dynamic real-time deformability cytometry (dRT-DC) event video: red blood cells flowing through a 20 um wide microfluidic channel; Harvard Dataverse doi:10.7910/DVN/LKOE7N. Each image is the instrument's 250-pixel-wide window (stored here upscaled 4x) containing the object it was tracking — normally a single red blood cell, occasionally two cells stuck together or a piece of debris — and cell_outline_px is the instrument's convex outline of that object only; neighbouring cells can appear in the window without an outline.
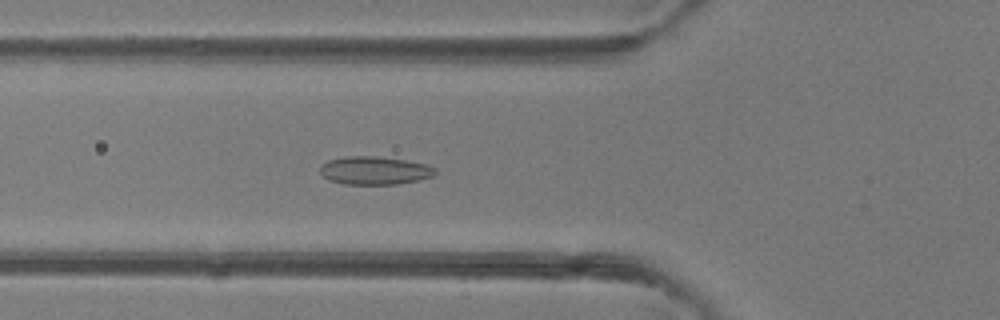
{"species": "common noctule bat (a hibernating species)", "species_latin": "Nyctalus noctula", "temperature_condition": "room temperature", "stored_images_in_passage": 48, "camera_frame_rate_fps": 3000, "um_per_image_px": 0.085, "animal": {"sex": "female"}, "frame": {"image": 1, "passage_image": 17, "time_ms": 5.333, "image_size_px": [1000, 320], "cell_outline_px": [[436, 172], [432, 176], [420, 180], [396, 184], [344, 184], [328, 180], [320, 172], [320, 164], [328, 160], [344, 156], [376, 156], [404, 160], [424, 164], [436, 168]], "centroid_in_image_um": [31.8, 14.49], "position_along_channel_um": 94.0, "area_um2": 18.9}}
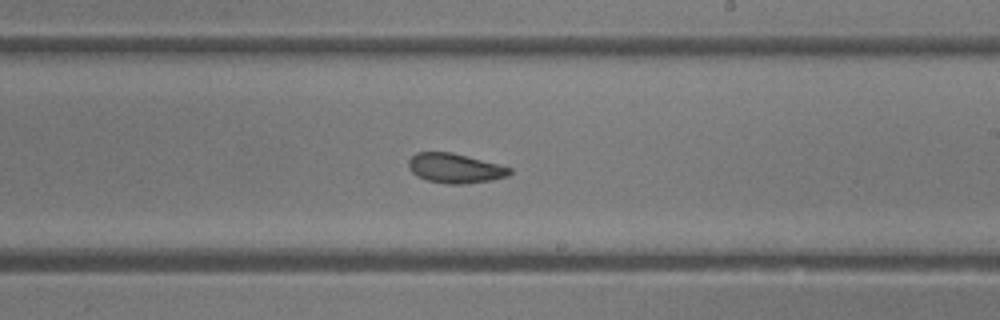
{"frame": {"image": 2, "passage_image": 28, "time_ms": 9.0, "image_size_px": [1000, 320], "cell_outline_px": [[512, 172], [508, 176], [492, 180], [464, 184], [448, 184], [428, 180], [416, 176], [408, 168], [408, 160], [416, 152], [452, 152], [512, 168]], "centroid_in_image_um": [38.66, 14.3], "position_along_channel_um": 250.3, "area_um2": 17.46}}
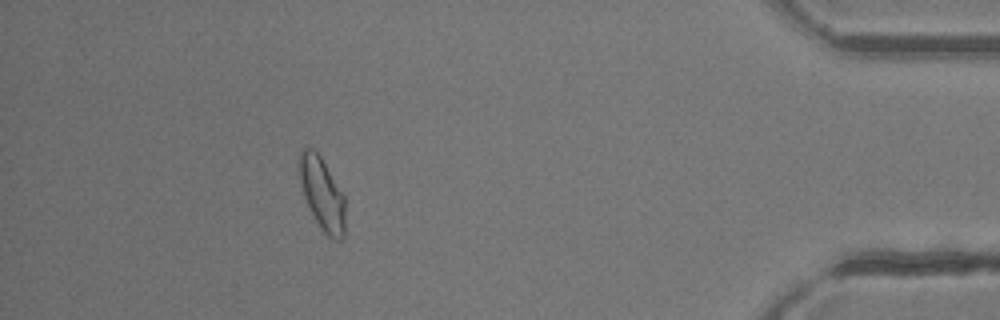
{"frame": {"image": 3, "passage_image": 43, "time_ms": 14.0, "image_size_px": [1000, 320], "cell_outline_px": [[344, 236], [340, 240], [336, 240], [328, 236], [324, 232], [312, 216], [304, 196], [300, 184], [296, 168], [300, 152], [304, 144], [312, 148], [320, 156], [344, 196]], "centroid_in_image_um": [27.32, 16.42], "position_along_channel_um": 407.9, "area_um2": 19.59}, "authors_computed_cell_mechanics": {"area_um2": 18.8428, "velocity_mm_per_s": 4.2588, "shape_relaxation_time_tau1_ms": null, "shape_relaxation_time_tau2_ms": 3.341, "deformation_change_tau1": null, "deformation_change_tau2": 0.0871}}